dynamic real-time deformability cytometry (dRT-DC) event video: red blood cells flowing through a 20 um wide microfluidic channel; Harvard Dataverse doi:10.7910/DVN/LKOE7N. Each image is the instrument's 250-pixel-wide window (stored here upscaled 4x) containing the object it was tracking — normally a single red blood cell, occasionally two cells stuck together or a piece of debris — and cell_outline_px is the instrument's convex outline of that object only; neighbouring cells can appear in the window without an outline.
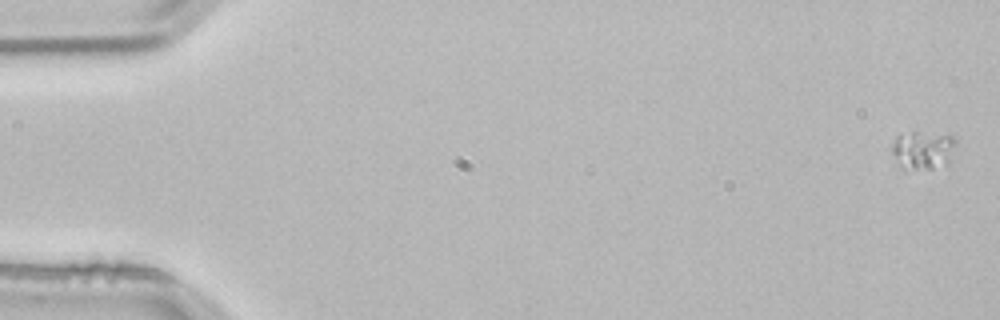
{"species": "common noctule bat (a hibernating species)", "species_latin": "Nyctalus noctula", "temperature_condition": "room temperature", "stored_images_in_passage": 4, "camera_frame_rate_fps": 3000, "um_per_image_px": 0.085, "animal": {"sex": "male", "body_mass_g": 21.5, "forearm_length_mm": 52.0}, "frame": {"image": 1, "passage_image": 1, "time_ms": 0.0, "image_size_px": [1000, 320], "cell_outline_px": [[956, 140], [948, 164], [932, 168], [900, 168], [892, 152], [892, 144], [896, 136], [912, 132], [916, 132], [952, 136]], "centroid_in_image_um": [78.42, 12.75], "position_along_channel_um": 6.6, "area_um2": 13.87}}
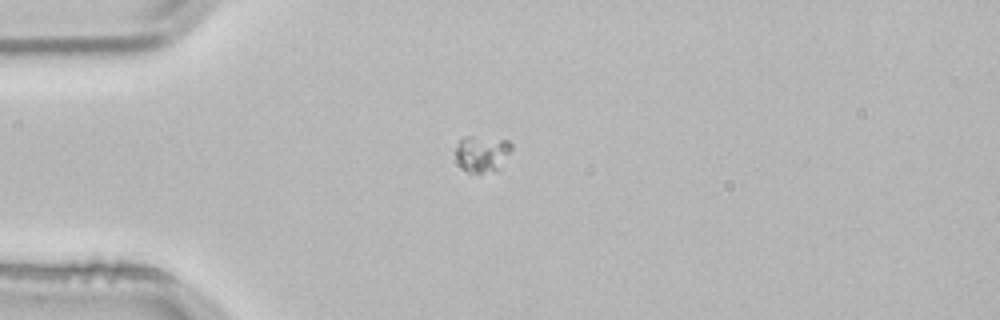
{"frame": {"image": 2, "passage_image": 4, "time_ms": 1.0, "image_size_px": [1000, 320], "cell_outline_px": [[512, 148], [496, 172], [468, 172], [464, 168], [456, 156], [456, 148], [460, 140], [464, 136], [472, 136], [508, 140], [512, 144]], "centroid_in_image_um": [41.0, 13.04], "position_along_channel_um": 44.0, "area_um2": 11.56}}